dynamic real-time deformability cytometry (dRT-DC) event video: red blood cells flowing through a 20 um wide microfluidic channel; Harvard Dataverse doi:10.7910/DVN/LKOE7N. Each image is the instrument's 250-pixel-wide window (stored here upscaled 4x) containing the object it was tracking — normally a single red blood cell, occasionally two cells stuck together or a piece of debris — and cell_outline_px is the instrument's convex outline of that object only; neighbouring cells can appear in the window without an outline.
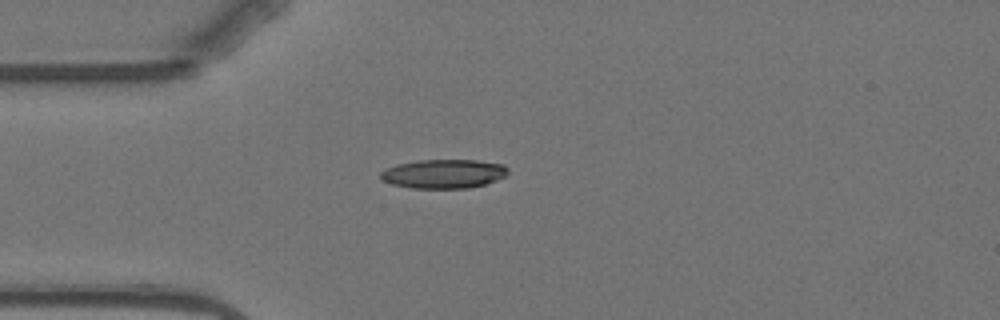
{"species": "Egyptian fruit bat (a non-hibernating species)", "species_latin": "Rousettus aegyptiacus", "temperature_condition": "warm", "stored_images_in_passage": 1, "camera_frame_rate_fps": 3000, "um_per_image_px": 0.085, "animal": {"sex": "female"}, "frame": {"image": 1, "passage_image": 1, "time_ms": 0.0, "image_size_px": [1000, 320], "cell_outline_px": [[508, 172], [504, 176], [496, 180], [484, 184], [468, 188], [412, 188], [392, 184], [384, 180], [380, 176], [380, 172], [396, 164], [416, 160], [476, 160], [504, 164], [508, 168]], "centroid_in_image_um": [37.72, 14.76], "position_along_channel_um": 47.3, "area_um2": 21.44}}